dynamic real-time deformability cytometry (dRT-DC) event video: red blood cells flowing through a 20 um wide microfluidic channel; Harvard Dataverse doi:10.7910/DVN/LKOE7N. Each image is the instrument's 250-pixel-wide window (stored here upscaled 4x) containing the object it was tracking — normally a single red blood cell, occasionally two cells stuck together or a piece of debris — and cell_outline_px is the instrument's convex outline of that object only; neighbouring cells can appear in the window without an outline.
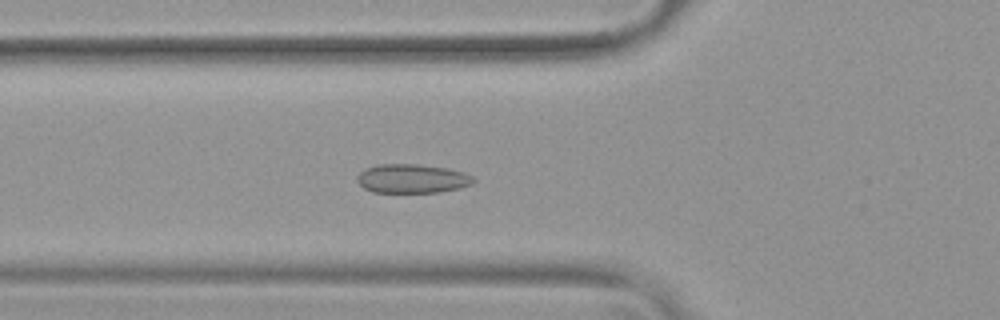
{"species": "common noctule bat (a hibernating species)", "species_latin": "Nyctalus noctula", "temperature_condition": "warm", "stored_images_in_passage": 54, "camera_frame_rate_fps": 3000, "um_per_image_px": 0.085, "animal": {"sex": "female", "body_mass_g": 19.9}, "frame": {"image": 1, "passage_image": 20, "time_ms": 6.333, "image_size_px": [1000, 320], "cell_outline_px": [[476, 180], [472, 184], [460, 188], [440, 192], [372, 192], [364, 188], [356, 180], [356, 176], [364, 168], [376, 164], [420, 164], [448, 168], [464, 172], [472, 176]], "centroid_in_image_um": [35.02, 15.17], "position_along_channel_um": 90.8, "area_um2": 19.88}}
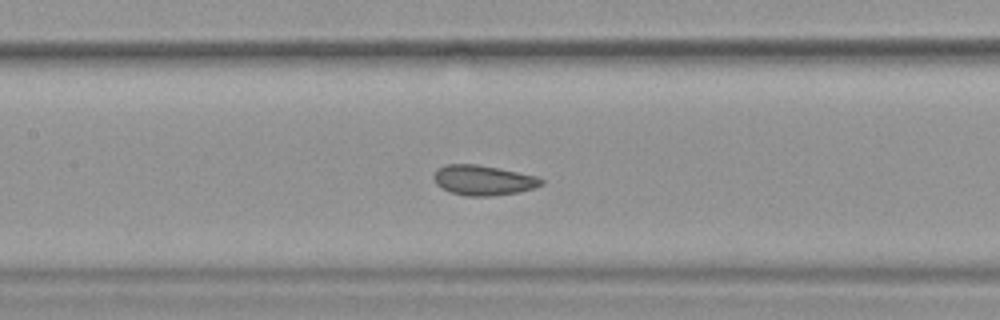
{"frame": {"image": 2, "passage_image": 26, "time_ms": 8.333, "image_size_px": [1000, 320], "cell_outline_px": [[544, 184], [520, 192], [492, 196], [464, 196], [452, 192], [436, 184], [432, 176], [436, 168], [444, 164], [476, 164], [536, 176], [544, 180]], "centroid_in_image_um": [41.04, 15.32], "position_along_channel_um": 166.4, "area_um2": 18.79}}
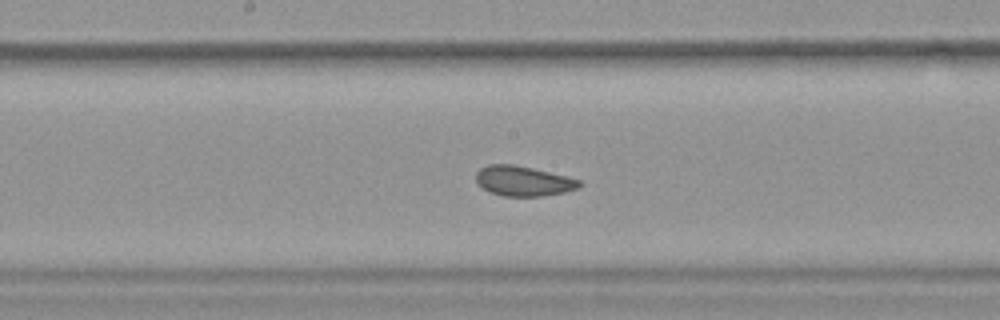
{"frame": {"image": 3, "passage_image": 29, "time_ms": 9.333, "image_size_px": [1000, 320], "cell_outline_px": [[584, 184], [580, 188], [564, 192], [544, 196], [504, 196], [492, 192], [476, 184], [476, 172], [480, 168], [488, 164], [516, 164], [568, 176], [580, 180]], "centroid_in_image_um": [44.51, 15.37], "position_along_channel_um": 203.7, "area_um2": 18.32}, "authors_computed_cell_mechanics": {"area_um2": 19.3919, "velocity_mm_per_s": 3.7583, "shape_relaxation_time_tau1_ms": null, "shape_relaxation_time_tau2_ms": 0.8353, "deformation_change_tau1": null, "deformation_change_tau2": 0.0489}}